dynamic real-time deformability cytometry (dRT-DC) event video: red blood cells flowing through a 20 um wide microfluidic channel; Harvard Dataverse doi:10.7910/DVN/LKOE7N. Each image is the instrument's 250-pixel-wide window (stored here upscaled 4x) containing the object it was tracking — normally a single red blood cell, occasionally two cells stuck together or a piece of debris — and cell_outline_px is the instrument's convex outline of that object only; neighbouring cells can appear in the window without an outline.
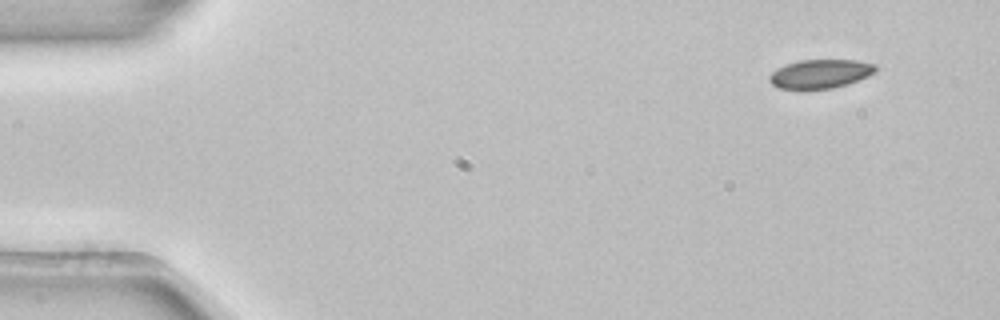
{"species": "common noctule bat (a hibernating species)", "species_latin": "Nyctalus noctula", "temperature_condition": "room temperature", "stored_images_in_passage": 7, "camera_frame_rate_fps": 3000, "um_per_image_px": 0.085, "animal": {"sex": "female", "body_mass_g": 22.7, "forearm_length_mm": 54.2}, "frame": {"image": 1, "passage_image": 1, "time_ms": 0.0, "image_size_px": [1000, 320], "cell_outline_px": [[876, 72], [868, 76], [848, 84], [832, 88], [780, 88], [772, 84], [768, 80], [768, 76], [776, 68], [784, 64], [800, 60], [856, 60], [876, 64]], "centroid_in_image_um": [69.72, 6.26], "position_along_channel_um": 15.3, "area_um2": 17.8}}
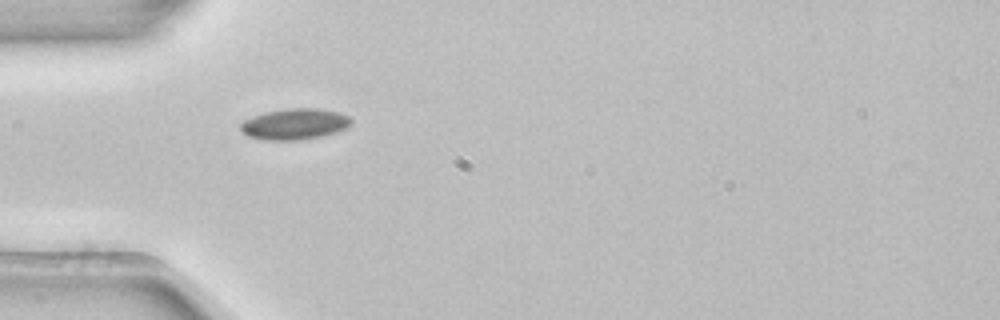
{"frame": {"image": 2, "passage_image": 4, "time_ms": 1.0, "image_size_px": [1000, 320], "cell_outline_px": [[352, 124], [348, 128], [336, 132], [320, 136], [300, 140], [264, 140], [248, 136], [240, 128], [240, 124], [244, 120], [252, 116], [264, 112], [288, 108], [320, 108], [340, 112], [348, 116], [352, 120]], "centroid_in_image_um": [25.07, 10.53], "position_along_channel_um": 59.9, "area_um2": 20.17}}
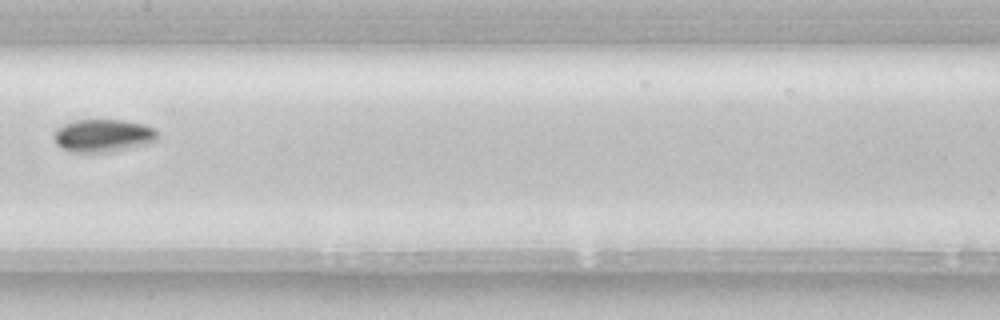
{"frame": {"image": 3, "passage_image": 7, "time_ms": 2.0, "image_size_px": [1000, 320], "cell_outline_px": [[160, 140], [148, 144], [112, 152], [72, 152], [60, 148], [56, 144], [52, 136], [56, 128], [64, 124], [76, 120], [124, 120], [144, 124], [156, 128], [160, 136]], "centroid_in_image_um": [8.81, 11.53], "position_along_channel_um": 198.6, "area_um2": 20.35}}